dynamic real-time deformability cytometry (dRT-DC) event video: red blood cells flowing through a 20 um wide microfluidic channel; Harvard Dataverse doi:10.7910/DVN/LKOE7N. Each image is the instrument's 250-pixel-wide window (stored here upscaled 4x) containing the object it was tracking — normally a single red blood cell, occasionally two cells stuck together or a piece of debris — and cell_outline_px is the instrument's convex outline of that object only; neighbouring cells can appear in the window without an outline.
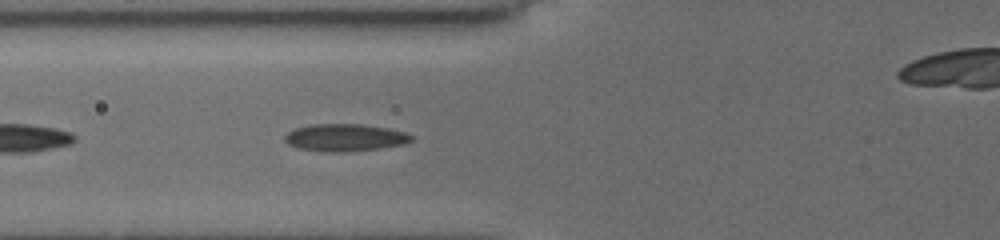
{"species": "common noctule bat (a hibernating species)", "species_latin": "Nyctalus noctula", "temperature_condition": "cold", "stored_images_in_passage": 7, "camera_frame_rate_fps": 3000, "um_per_image_px": 0.085, "animal": {"sex": "female", "body_mass_g": 19.5, "forearm_length_mm": 54.1}, "frame": {"image": 1, "passage_image": 5, "time_ms": 1.333, "image_size_px": [1000, 240], "cell_outline_px": [[412, 140], [404, 144], [380, 148], [332, 152], [300, 148], [288, 144], [284, 140], [284, 136], [288, 132], [296, 128], [308, 124], [364, 124], [388, 128], [404, 132], [412, 136]], "centroid_in_image_um": [29.31, 11.67], "position_along_channel_um": 96.5, "area_um2": 19.88}}